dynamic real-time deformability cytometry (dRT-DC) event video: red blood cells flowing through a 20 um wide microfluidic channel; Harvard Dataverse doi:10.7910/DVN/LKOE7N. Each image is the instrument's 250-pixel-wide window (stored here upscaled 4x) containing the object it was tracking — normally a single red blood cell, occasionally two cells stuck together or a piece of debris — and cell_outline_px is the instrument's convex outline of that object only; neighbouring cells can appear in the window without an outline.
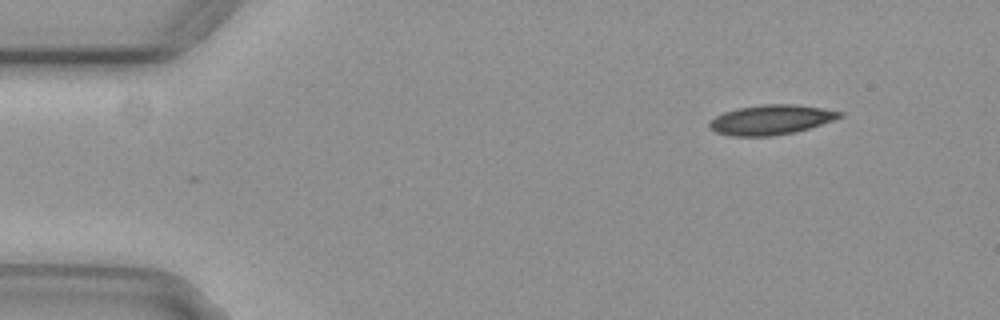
{"species": "common noctule bat (a hibernating species)", "species_latin": "Nyctalus noctula", "temperature_condition": "cold", "stored_images_in_passage": 50, "camera_frame_rate_fps": 3000, "um_per_image_px": 0.085, "animal": {"sex": "female", "body_mass_g": 29.2, "forearm_length_mm": 56.3}, "frame": {"image": 1, "passage_image": 1, "time_ms": 0.0, "image_size_px": [1000, 320], "cell_outline_px": [[844, 116], [808, 128], [792, 132], [772, 136], [732, 136], [716, 132], [708, 128], [708, 124], [716, 116], [724, 112], [740, 108], [764, 104], [796, 104], [844, 112]], "centroid_in_image_um": [65.52, 10.18], "position_along_channel_um": 19.5, "area_um2": 22.31}}
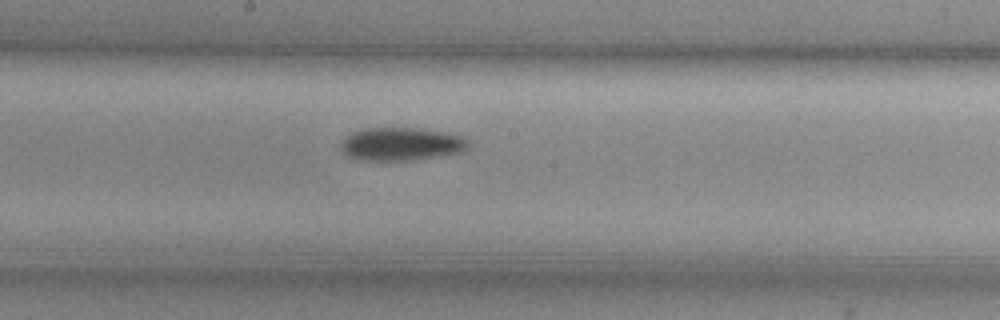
{"frame": {"image": 2, "passage_image": 24, "time_ms": 7.667, "image_size_px": [1000, 320], "cell_outline_px": [[468, 148], [464, 152], [412, 160], [356, 160], [344, 156], [340, 152], [340, 144], [352, 132], [364, 128], [420, 128], [444, 132], [460, 136], [468, 140]], "centroid_in_image_um": [34.06, 12.25], "position_along_channel_um": 214.1, "area_um2": 24.8}}
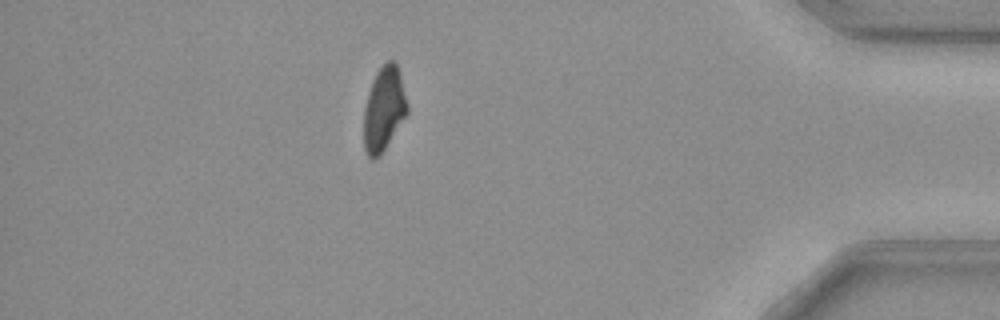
{"frame": {"image": 3, "passage_image": 43, "time_ms": 14.0, "image_size_px": [1000, 320], "cell_outline_px": [[408, 112], [380, 156], [372, 160], [368, 156], [364, 148], [364, 108], [368, 92], [372, 80], [376, 72], [388, 60], [396, 60], [408, 104]], "centroid_in_image_um": [32.63, 9.25], "position_along_channel_um": 402.6, "area_um2": 21.33}, "authors_computed_cell_mechanics": {"area_um2": 23.2645, "velocity_mm_per_s": 3.7158, "shape_relaxation_time_tau1_ms": 5.1416, "shape_relaxation_time_tau2_ms": null, "deformation_change_tau1": 0.125, "deformation_change_tau2": null}}